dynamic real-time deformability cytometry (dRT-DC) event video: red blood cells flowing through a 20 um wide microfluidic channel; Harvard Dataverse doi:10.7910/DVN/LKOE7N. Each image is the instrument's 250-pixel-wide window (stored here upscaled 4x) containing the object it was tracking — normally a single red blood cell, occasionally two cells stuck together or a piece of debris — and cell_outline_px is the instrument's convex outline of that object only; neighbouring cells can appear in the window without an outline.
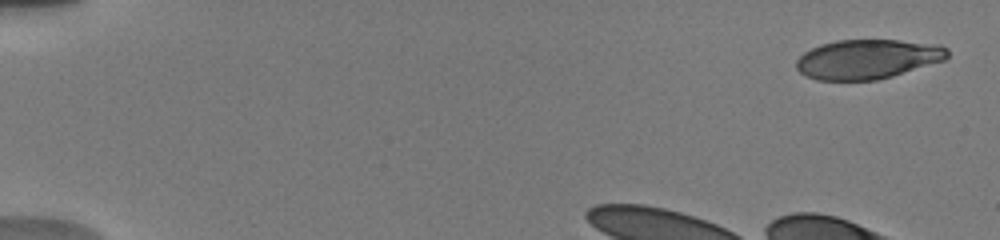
{"species": "human", "species_latin": "Homo sapiens", "temperature_condition": "warm", "stored_images_in_passage": 18, "camera_frame_rate_fps": 3000, "um_per_image_px": 0.085, "donor": {"sex": "male"}, "frame": {"image": 1, "passage_image": 1, "time_ms": 0.0, "image_size_px": [1000, 240], "cell_outline_px": [[948, 56], [944, 60], [892, 76], [876, 80], [816, 80], [800, 72], [796, 68], [796, 60], [804, 52], [820, 44], [836, 40], [896, 40], [940, 44], [948, 48]], "centroid_in_image_um": [73.74, 5.02], "position_along_channel_um": 11.3, "area_um2": 34.74}}
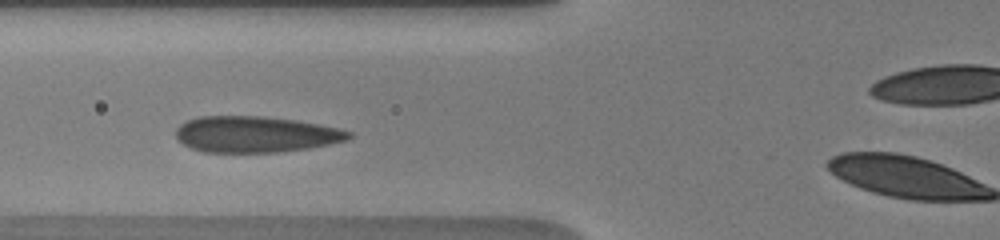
{"frame": {"image": 2, "passage_image": 13, "time_ms": 4.333, "image_size_px": [1000, 240], "cell_outline_px": [[352, 136], [348, 140], [308, 148], [276, 152], [204, 152], [192, 148], [176, 140], [176, 128], [180, 124], [188, 120], [200, 116], [264, 116], [296, 120], [320, 124], [340, 128], [352, 132]], "centroid_in_image_um": [21.73, 11.41], "position_along_channel_um": 104.1, "area_um2": 36.53}}
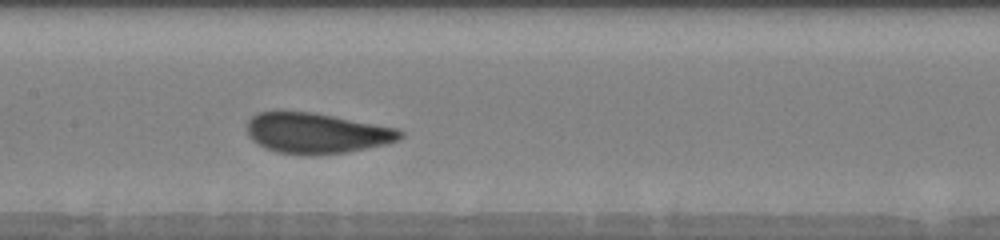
{"frame": {"image": 3, "passage_image": 17, "time_ms": 6.333, "image_size_px": [1000, 240], "cell_outline_px": [[404, 136], [396, 140], [384, 144], [344, 152], [312, 156], [276, 152], [264, 148], [252, 140], [248, 136], [248, 120], [256, 112], [276, 108], [312, 112], [396, 128], [404, 132]], "centroid_in_image_um": [26.8, 11.28], "position_along_channel_um": 180.6, "area_um2": 36.65}}